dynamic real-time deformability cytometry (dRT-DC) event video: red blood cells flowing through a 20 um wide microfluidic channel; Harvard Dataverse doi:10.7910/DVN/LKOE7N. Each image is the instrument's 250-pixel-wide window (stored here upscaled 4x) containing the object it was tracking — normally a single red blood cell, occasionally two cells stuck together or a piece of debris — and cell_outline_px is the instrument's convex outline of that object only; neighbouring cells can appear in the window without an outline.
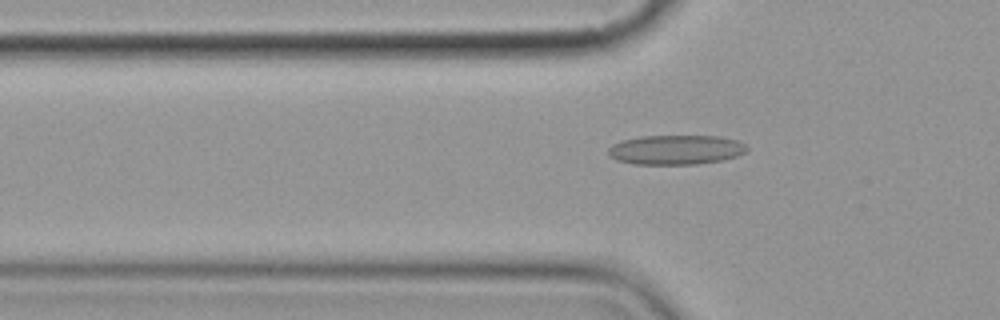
{"species": "common noctule bat (a hibernating species)", "species_latin": "Nyctalus noctula", "temperature_condition": "cold", "stored_images_in_passage": 3, "camera_frame_rate_fps": 3000, "um_per_image_px": 0.085, "animal": {"sex": "female", "body_mass_g": 19.9}, "frame": {"image": 1, "passage_image": 3, "time_ms": 2.333, "image_size_px": [1000, 320], "cell_outline_px": [[748, 152], [736, 156], [720, 160], [696, 164], [632, 164], [616, 160], [608, 156], [608, 148], [612, 144], [620, 140], [640, 136], [720, 136], [736, 140], [744, 144], [748, 148]], "centroid_in_image_um": [57.4, 12.72], "position_along_channel_um": 68.4, "area_um2": 24.04}}